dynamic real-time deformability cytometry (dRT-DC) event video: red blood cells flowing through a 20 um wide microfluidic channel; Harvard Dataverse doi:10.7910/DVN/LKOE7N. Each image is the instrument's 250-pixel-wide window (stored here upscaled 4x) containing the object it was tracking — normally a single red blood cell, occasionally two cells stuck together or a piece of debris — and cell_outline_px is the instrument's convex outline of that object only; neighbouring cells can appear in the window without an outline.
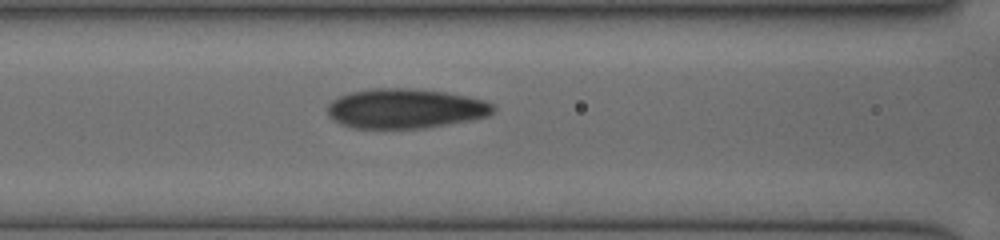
{"species": "human", "species_latin": "Homo sapiens", "temperature_condition": "cold", "stored_images_in_passage": 19, "camera_frame_rate_fps": 3000, "um_per_image_px": 0.085, "donor": {"sex": "female"}, "frame": {"image": 1, "passage_image": 8, "time_ms": 4.0, "image_size_px": [1000, 240], "cell_outline_px": [[496, 108], [488, 116], [468, 120], [424, 128], [352, 128], [340, 124], [328, 116], [328, 104], [332, 100], [340, 96], [352, 92], [372, 88], [412, 88], [444, 92], [468, 96], [484, 100], [492, 104]], "centroid_in_image_um": [34.43, 9.22], "position_along_channel_um": 132.2, "area_um2": 38.26}}
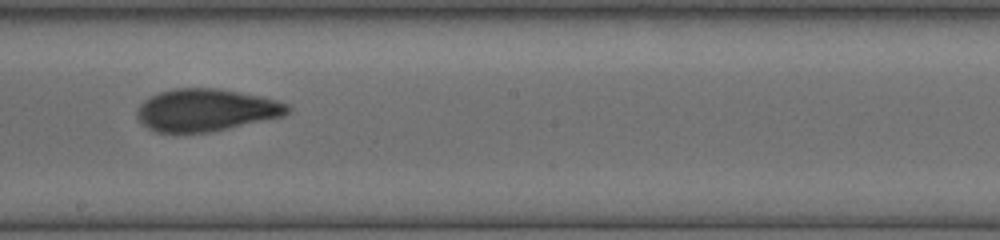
{"frame": {"image": 2, "passage_image": 13, "time_ms": 6.333, "image_size_px": [1000, 240], "cell_outline_px": [[292, 108], [284, 116], [228, 128], [208, 132], [156, 132], [148, 128], [136, 116], [136, 108], [144, 100], [160, 92], [176, 88], [220, 88], [260, 96], [276, 100], [288, 104]], "centroid_in_image_um": [17.51, 9.35], "position_along_channel_um": 230.7, "area_um2": 36.99}}
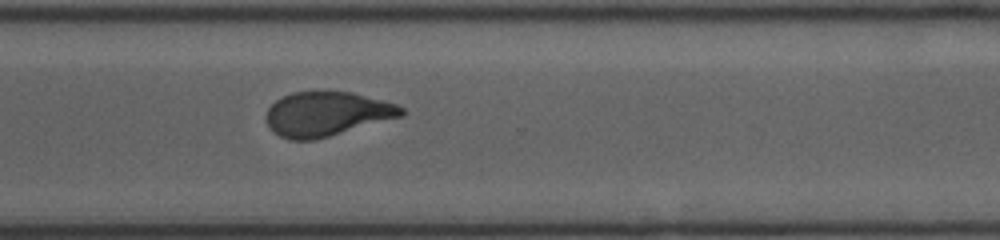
{"frame": {"image": 3, "passage_image": 19, "time_ms": 9.0, "image_size_px": [1000, 240], "cell_outline_px": [[404, 116], [328, 136], [312, 140], [292, 140], [280, 136], [268, 124], [268, 108], [276, 100], [292, 92], [352, 92], [396, 104], [404, 108]], "centroid_in_image_um": [27.81, 9.68], "position_along_channel_um": 342.8, "area_um2": 34.33}}